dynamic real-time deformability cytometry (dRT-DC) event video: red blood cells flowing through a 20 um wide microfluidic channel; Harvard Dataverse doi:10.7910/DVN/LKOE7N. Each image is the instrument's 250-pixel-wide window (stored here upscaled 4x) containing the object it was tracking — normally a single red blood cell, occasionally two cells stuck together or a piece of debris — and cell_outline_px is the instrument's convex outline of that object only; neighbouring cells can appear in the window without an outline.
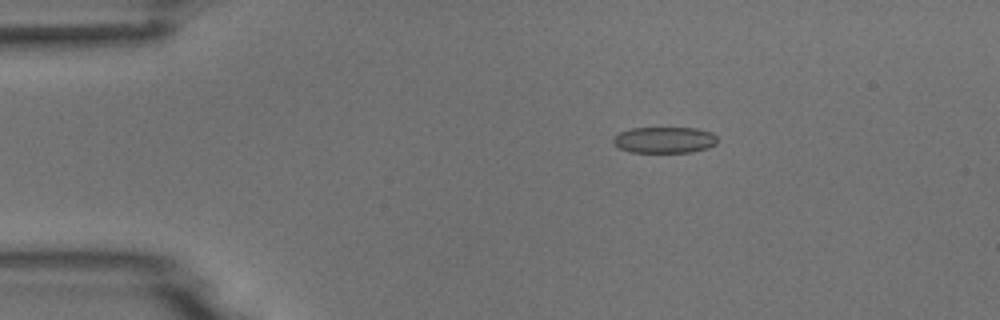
{"species": "common noctule bat (a hibernating species)", "species_latin": "Nyctalus noctula", "temperature_condition": "room temperature", "stored_images_in_passage": 7, "camera_frame_rate_fps": 3000, "um_per_image_px": 0.085, "animal": {"sex": "male", "body_mass_g": 18.8}, "frame": {"image": 1, "passage_image": 3, "time_ms": 2.333, "image_size_px": [1000, 320], "cell_outline_px": [[716, 144], [708, 148], [692, 152], [628, 152], [620, 148], [612, 140], [620, 132], [632, 128], [696, 128], [712, 132], [716, 136]], "centroid_in_image_um": [56.51, 11.9], "position_along_channel_um": 28.5, "area_um2": 15.84}}
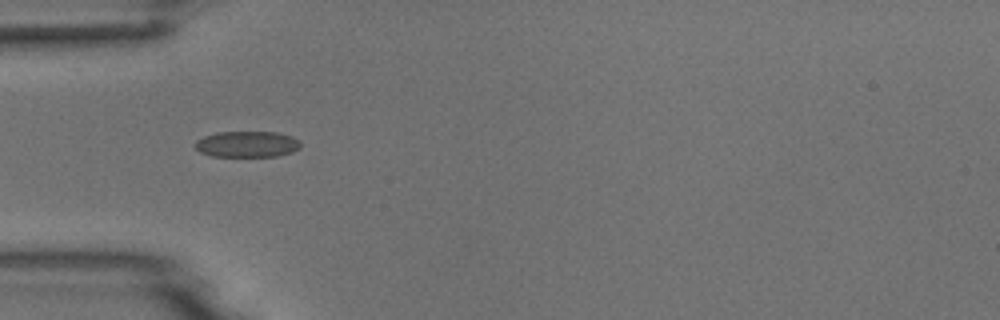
{"frame": {"image": 2, "passage_image": 5, "time_ms": 4.667, "image_size_px": [1000, 320], "cell_outline_px": [[300, 148], [292, 152], [276, 156], [212, 156], [200, 152], [196, 148], [196, 140], [204, 136], [216, 132], [276, 132], [292, 136], [300, 140]], "centroid_in_image_um": [21.02, 12.25], "position_along_channel_um": 64.0, "area_um2": 16.01}}